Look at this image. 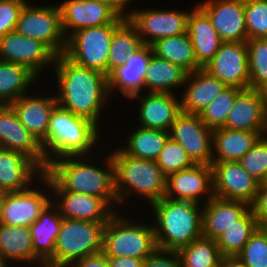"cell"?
I'll list each match as a JSON object with an SVG mask.
<instances>
[{"label":"cell","instance_id":"cell-31","mask_svg":"<svg viewBox=\"0 0 267 267\" xmlns=\"http://www.w3.org/2000/svg\"><path fill=\"white\" fill-rule=\"evenodd\" d=\"M0 259L6 267L10 260L35 263L30 227L5 224L0 227Z\"/></svg>","mask_w":267,"mask_h":267},{"label":"cell","instance_id":"cell-18","mask_svg":"<svg viewBox=\"0 0 267 267\" xmlns=\"http://www.w3.org/2000/svg\"><path fill=\"white\" fill-rule=\"evenodd\" d=\"M0 147L24 154L44 172L48 168L41 143L20 122L10 105H0Z\"/></svg>","mask_w":267,"mask_h":267},{"label":"cell","instance_id":"cell-14","mask_svg":"<svg viewBox=\"0 0 267 267\" xmlns=\"http://www.w3.org/2000/svg\"><path fill=\"white\" fill-rule=\"evenodd\" d=\"M204 69L227 87L250 88L246 42H223Z\"/></svg>","mask_w":267,"mask_h":267},{"label":"cell","instance_id":"cell-33","mask_svg":"<svg viewBox=\"0 0 267 267\" xmlns=\"http://www.w3.org/2000/svg\"><path fill=\"white\" fill-rule=\"evenodd\" d=\"M151 47L154 55L180 66L188 73L201 68L196 63L194 47L187 33L159 39Z\"/></svg>","mask_w":267,"mask_h":267},{"label":"cell","instance_id":"cell-2","mask_svg":"<svg viewBox=\"0 0 267 267\" xmlns=\"http://www.w3.org/2000/svg\"><path fill=\"white\" fill-rule=\"evenodd\" d=\"M82 158V159H81ZM86 156H65L52 161L46 173L64 190L102 198L110 207L118 204L115 190V167L109 156L106 168L100 169L84 159ZM80 159L82 161H80Z\"/></svg>","mask_w":267,"mask_h":267},{"label":"cell","instance_id":"cell-5","mask_svg":"<svg viewBox=\"0 0 267 267\" xmlns=\"http://www.w3.org/2000/svg\"><path fill=\"white\" fill-rule=\"evenodd\" d=\"M110 155L115 167L118 204L125 201V195L128 197L133 192L147 199L150 205L165 197L167 177L156 160L134 158L119 148Z\"/></svg>","mask_w":267,"mask_h":267},{"label":"cell","instance_id":"cell-42","mask_svg":"<svg viewBox=\"0 0 267 267\" xmlns=\"http://www.w3.org/2000/svg\"><path fill=\"white\" fill-rule=\"evenodd\" d=\"M248 174L260 184L267 180V134L261 136L253 147L238 161Z\"/></svg>","mask_w":267,"mask_h":267},{"label":"cell","instance_id":"cell-23","mask_svg":"<svg viewBox=\"0 0 267 267\" xmlns=\"http://www.w3.org/2000/svg\"><path fill=\"white\" fill-rule=\"evenodd\" d=\"M152 54V47L146 44L136 52L129 54L125 64L117 67L108 75L109 94H112L114 88H119L128 98L139 94L144 88V78Z\"/></svg>","mask_w":267,"mask_h":267},{"label":"cell","instance_id":"cell-7","mask_svg":"<svg viewBox=\"0 0 267 267\" xmlns=\"http://www.w3.org/2000/svg\"><path fill=\"white\" fill-rule=\"evenodd\" d=\"M122 217L115 212L105 224L102 251L107 258L145 260L157 248L153 225H139Z\"/></svg>","mask_w":267,"mask_h":267},{"label":"cell","instance_id":"cell-50","mask_svg":"<svg viewBox=\"0 0 267 267\" xmlns=\"http://www.w3.org/2000/svg\"><path fill=\"white\" fill-rule=\"evenodd\" d=\"M98 2H101L102 4L107 5L109 8H111L119 17L127 19L129 16V13H126L127 9L125 8L127 3L133 0H97ZM125 11V13H124Z\"/></svg>","mask_w":267,"mask_h":267},{"label":"cell","instance_id":"cell-39","mask_svg":"<svg viewBox=\"0 0 267 267\" xmlns=\"http://www.w3.org/2000/svg\"><path fill=\"white\" fill-rule=\"evenodd\" d=\"M250 74V88L267 92V38L246 41Z\"/></svg>","mask_w":267,"mask_h":267},{"label":"cell","instance_id":"cell-8","mask_svg":"<svg viewBox=\"0 0 267 267\" xmlns=\"http://www.w3.org/2000/svg\"><path fill=\"white\" fill-rule=\"evenodd\" d=\"M125 20L118 17L112 24L83 28L72 33L67 38L64 55L80 66L98 70L108 76L112 36Z\"/></svg>","mask_w":267,"mask_h":267},{"label":"cell","instance_id":"cell-37","mask_svg":"<svg viewBox=\"0 0 267 267\" xmlns=\"http://www.w3.org/2000/svg\"><path fill=\"white\" fill-rule=\"evenodd\" d=\"M257 228V220L250 208L235 224L216 239L221 255L223 257L237 256Z\"/></svg>","mask_w":267,"mask_h":267},{"label":"cell","instance_id":"cell-47","mask_svg":"<svg viewBox=\"0 0 267 267\" xmlns=\"http://www.w3.org/2000/svg\"><path fill=\"white\" fill-rule=\"evenodd\" d=\"M250 208L255 215L258 226L267 220V182L259 185L257 194Z\"/></svg>","mask_w":267,"mask_h":267},{"label":"cell","instance_id":"cell-53","mask_svg":"<svg viewBox=\"0 0 267 267\" xmlns=\"http://www.w3.org/2000/svg\"><path fill=\"white\" fill-rule=\"evenodd\" d=\"M3 224L2 193H0V227Z\"/></svg>","mask_w":267,"mask_h":267},{"label":"cell","instance_id":"cell-10","mask_svg":"<svg viewBox=\"0 0 267 267\" xmlns=\"http://www.w3.org/2000/svg\"><path fill=\"white\" fill-rule=\"evenodd\" d=\"M169 137L185 149L195 164H212L213 130L199 114L181 112L171 125Z\"/></svg>","mask_w":267,"mask_h":267},{"label":"cell","instance_id":"cell-44","mask_svg":"<svg viewBox=\"0 0 267 267\" xmlns=\"http://www.w3.org/2000/svg\"><path fill=\"white\" fill-rule=\"evenodd\" d=\"M237 257L247 267H267V236L257 228Z\"/></svg>","mask_w":267,"mask_h":267},{"label":"cell","instance_id":"cell-25","mask_svg":"<svg viewBox=\"0 0 267 267\" xmlns=\"http://www.w3.org/2000/svg\"><path fill=\"white\" fill-rule=\"evenodd\" d=\"M193 79V80H192ZM182 95L181 111L200 114L227 86L204 68L188 73Z\"/></svg>","mask_w":267,"mask_h":267},{"label":"cell","instance_id":"cell-26","mask_svg":"<svg viewBox=\"0 0 267 267\" xmlns=\"http://www.w3.org/2000/svg\"><path fill=\"white\" fill-rule=\"evenodd\" d=\"M56 104L55 95L32 97L26 93L13 101L10 106L20 122L41 143L46 138L50 114Z\"/></svg>","mask_w":267,"mask_h":267},{"label":"cell","instance_id":"cell-9","mask_svg":"<svg viewBox=\"0 0 267 267\" xmlns=\"http://www.w3.org/2000/svg\"><path fill=\"white\" fill-rule=\"evenodd\" d=\"M26 3L16 23L15 32L42 41L57 56L64 54L67 38L62 28L58 4L36 6Z\"/></svg>","mask_w":267,"mask_h":267},{"label":"cell","instance_id":"cell-20","mask_svg":"<svg viewBox=\"0 0 267 267\" xmlns=\"http://www.w3.org/2000/svg\"><path fill=\"white\" fill-rule=\"evenodd\" d=\"M58 6L66 38L83 28L112 24L119 17L97 0H64Z\"/></svg>","mask_w":267,"mask_h":267},{"label":"cell","instance_id":"cell-28","mask_svg":"<svg viewBox=\"0 0 267 267\" xmlns=\"http://www.w3.org/2000/svg\"><path fill=\"white\" fill-rule=\"evenodd\" d=\"M204 205L203 236L215 240L250 209V205L245 202L224 200L214 196Z\"/></svg>","mask_w":267,"mask_h":267},{"label":"cell","instance_id":"cell-16","mask_svg":"<svg viewBox=\"0 0 267 267\" xmlns=\"http://www.w3.org/2000/svg\"><path fill=\"white\" fill-rule=\"evenodd\" d=\"M224 128L267 132V92L242 89L228 113Z\"/></svg>","mask_w":267,"mask_h":267},{"label":"cell","instance_id":"cell-6","mask_svg":"<svg viewBox=\"0 0 267 267\" xmlns=\"http://www.w3.org/2000/svg\"><path fill=\"white\" fill-rule=\"evenodd\" d=\"M105 224L63 218L54 258L45 267H70L75 261L102 251Z\"/></svg>","mask_w":267,"mask_h":267},{"label":"cell","instance_id":"cell-21","mask_svg":"<svg viewBox=\"0 0 267 267\" xmlns=\"http://www.w3.org/2000/svg\"><path fill=\"white\" fill-rule=\"evenodd\" d=\"M44 191L27 188L23 191L2 193L3 223L30 227L52 201Z\"/></svg>","mask_w":267,"mask_h":267},{"label":"cell","instance_id":"cell-46","mask_svg":"<svg viewBox=\"0 0 267 267\" xmlns=\"http://www.w3.org/2000/svg\"><path fill=\"white\" fill-rule=\"evenodd\" d=\"M143 267H181V260L178 251L156 248L144 260Z\"/></svg>","mask_w":267,"mask_h":267},{"label":"cell","instance_id":"cell-52","mask_svg":"<svg viewBox=\"0 0 267 267\" xmlns=\"http://www.w3.org/2000/svg\"><path fill=\"white\" fill-rule=\"evenodd\" d=\"M258 228L267 236V220H264Z\"/></svg>","mask_w":267,"mask_h":267},{"label":"cell","instance_id":"cell-38","mask_svg":"<svg viewBox=\"0 0 267 267\" xmlns=\"http://www.w3.org/2000/svg\"><path fill=\"white\" fill-rule=\"evenodd\" d=\"M181 267H220L223 256L215 239L204 236L178 250Z\"/></svg>","mask_w":267,"mask_h":267},{"label":"cell","instance_id":"cell-4","mask_svg":"<svg viewBox=\"0 0 267 267\" xmlns=\"http://www.w3.org/2000/svg\"><path fill=\"white\" fill-rule=\"evenodd\" d=\"M150 206L156 216L153 228L157 248L178 251L203 236L198 203L163 197Z\"/></svg>","mask_w":267,"mask_h":267},{"label":"cell","instance_id":"cell-30","mask_svg":"<svg viewBox=\"0 0 267 267\" xmlns=\"http://www.w3.org/2000/svg\"><path fill=\"white\" fill-rule=\"evenodd\" d=\"M264 134L267 132L224 127L213 130L212 162L239 161Z\"/></svg>","mask_w":267,"mask_h":267},{"label":"cell","instance_id":"cell-32","mask_svg":"<svg viewBox=\"0 0 267 267\" xmlns=\"http://www.w3.org/2000/svg\"><path fill=\"white\" fill-rule=\"evenodd\" d=\"M188 72L178 65L152 54L144 78V88L149 92L173 93L171 90L184 85Z\"/></svg>","mask_w":267,"mask_h":267},{"label":"cell","instance_id":"cell-36","mask_svg":"<svg viewBox=\"0 0 267 267\" xmlns=\"http://www.w3.org/2000/svg\"><path fill=\"white\" fill-rule=\"evenodd\" d=\"M144 45L137 29L126 19L113 33L109 49L108 75L125 64L132 54Z\"/></svg>","mask_w":267,"mask_h":267},{"label":"cell","instance_id":"cell-15","mask_svg":"<svg viewBox=\"0 0 267 267\" xmlns=\"http://www.w3.org/2000/svg\"><path fill=\"white\" fill-rule=\"evenodd\" d=\"M211 167L214 197L253 203L260 183L238 161L212 162Z\"/></svg>","mask_w":267,"mask_h":267},{"label":"cell","instance_id":"cell-17","mask_svg":"<svg viewBox=\"0 0 267 267\" xmlns=\"http://www.w3.org/2000/svg\"><path fill=\"white\" fill-rule=\"evenodd\" d=\"M223 42H246L245 0H207L197 4Z\"/></svg>","mask_w":267,"mask_h":267},{"label":"cell","instance_id":"cell-49","mask_svg":"<svg viewBox=\"0 0 267 267\" xmlns=\"http://www.w3.org/2000/svg\"><path fill=\"white\" fill-rule=\"evenodd\" d=\"M109 267H143L144 260L132 257L107 258Z\"/></svg>","mask_w":267,"mask_h":267},{"label":"cell","instance_id":"cell-43","mask_svg":"<svg viewBox=\"0 0 267 267\" xmlns=\"http://www.w3.org/2000/svg\"><path fill=\"white\" fill-rule=\"evenodd\" d=\"M247 40L267 38V0H245Z\"/></svg>","mask_w":267,"mask_h":267},{"label":"cell","instance_id":"cell-54","mask_svg":"<svg viewBox=\"0 0 267 267\" xmlns=\"http://www.w3.org/2000/svg\"><path fill=\"white\" fill-rule=\"evenodd\" d=\"M0 267H6L0 259Z\"/></svg>","mask_w":267,"mask_h":267},{"label":"cell","instance_id":"cell-3","mask_svg":"<svg viewBox=\"0 0 267 267\" xmlns=\"http://www.w3.org/2000/svg\"><path fill=\"white\" fill-rule=\"evenodd\" d=\"M98 134L96 124L56 104L50 114L46 138L41 142L47 165L65 156H88L99 139Z\"/></svg>","mask_w":267,"mask_h":267},{"label":"cell","instance_id":"cell-1","mask_svg":"<svg viewBox=\"0 0 267 267\" xmlns=\"http://www.w3.org/2000/svg\"><path fill=\"white\" fill-rule=\"evenodd\" d=\"M53 66L59 87L57 104L98 126L102 105L109 100L108 76L80 66L64 54L56 56Z\"/></svg>","mask_w":267,"mask_h":267},{"label":"cell","instance_id":"cell-19","mask_svg":"<svg viewBox=\"0 0 267 267\" xmlns=\"http://www.w3.org/2000/svg\"><path fill=\"white\" fill-rule=\"evenodd\" d=\"M201 194L208 195L206 202L214 196L211 165L195 164L167 177L166 198L199 204Z\"/></svg>","mask_w":267,"mask_h":267},{"label":"cell","instance_id":"cell-11","mask_svg":"<svg viewBox=\"0 0 267 267\" xmlns=\"http://www.w3.org/2000/svg\"><path fill=\"white\" fill-rule=\"evenodd\" d=\"M128 13L127 19L137 29L143 43L148 46L159 39L187 33L190 12L147 9L128 11Z\"/></svg>","mask_w":267,"mask_h":267},{"label":"cell","instance_id":"cell-12","mask_svg":"<svg viewBox=\"0 0 267 267\" xmlns=\"http://www.w3.org/2000/svg\"><path fill=\"white\" fill-rule=\"evenodd\" d=\"M40 178L46 186L54 190L58 199H62L58 200L57 207L63 218L107 223L116 212L115 207H110L100 197L64 191L46 172Z\"/></svg>","mask_w":267,"mask_h":267},{"label":"cell","instance_id":"cell-35","mask_svg":"<svg viewBox=\"0 0 267 267\" xmlns=\"http://www.w3.org/2000/svg\"><path fill=\"white\" fill-rule=\"evenodd\" d=\"M127 139V146L120 149L127 155L138 159L156 160L169 138V132L139 127Z\"/></svg>","mask_w":267,"mask_h":267},{"label":"cell","instance_id":"cell-51","mask_svg":"<svg viewBox=\"0 0 267 267\" xmlns=\"http://www.w3.org/2000/svg\"><path fill=\"white\" fill-rule=\"evenodd\" d=\"M220 267H247L237 256H224Z\"/></svg>","mask_w":267,"mask_h":267},{"label":"cell","instance_id":"cell-41","mask_svg":"<svg viewBox=\"0 0 267 267\" xmlns=\"http://www.w3.org/2000/svg\"><path fill=\"white\" fill-rule=\"evenodd\" d=\"M156 163L166 177L195 165L185 149L170 137L156 159Z\"/></svg>","mask_w":267,"mask_h":267},{"label":"cell","instance_id":"cell-13","mask_svg":"<svg viewBox=\"0 0 267 267\" xmlns=\"http://www.w3.org/2000/svg\"><path fill=\"white\" fill-rule=\"evenodd\" d=\"M56 56L42 41L15 31L0 37V60L25 66L37 77L40 72L42 73L41 70L51 63L54 65Z\"/></svg>","mask_w":267,"mask_h":267},{"label":"cell","instance_id":"cell-34","mask_svg":"<svg viewBox=\"0 0 267 267\" xmlns=\"http://www.w3.org/2000/svg\"><path fill=\"white\" fill-rule=\"evenodd\" d=\"M37 76L27 67L0 60V105H10L25 95Z\"/></svg>","mask_w":267,"mask_h":267},{"label":"cell","instance_id":"cell-27","mask_svg":"<svg viewBox=\"0 0 267 267\" xmlns=\"http://www.w3.org/2000/svg\"><path fill=\"white\" fill-rule=\"evenodd\" d=\"M54 205V201H51L30 226L35 261L39 262L42 267L54 258L55 242L63 220L58 207Z\"/></svg>","mask_w":267,"mask_h":267},{"label":"cell","instance_id":"cell-48","mask_svg":"<svg viewBox=\"0 0 267 267\" xmlns=\"http://www.w3.org/2000/svg\"><path fill=\"white\" fill-rule=\"evenodd\" d=\"M74 265V266H73ZM70 267H109L103 251L88 255L75 261Z\"/></svg>","mask_w":267,"mask_h":267},{"label":"cell","instance_id":"cell-22","mask_svg":"<svg viewBox=\"0 0 267 267\" xmlns=\"http://www.w3.org/2000/svg\"><path fill=\"white\" fill-rule=\"evenodd\" d=\"M44 171L22 153L0 147V193L23 191ZM33 178V179H32Z\"/></svg>","mask_w":267,"mask_h":267},{"label":"cell","instance_id":"cell-40","mask_svg":"<svg viewBox=\"0 0 267 267\" xmlns=\"http://www.w3.org/2000/svg\"><path fill=\"white\" fill-rule=\"evenodd\" d=\"M242 89L227 87L199 114L204 124L211 130L224 127L228 113L236 96Z\"/></svg>","mask_w":267,"mask_h":267},{"label":"cell","instance_id":"cell-24","mask_svg":"<svg viewBox=\"0 0 267 267\" xmlns=\"http://www.w3.org/2000/svg\"><path fill=\"white\" fill-rule=\"evenodd\" d=\"M130 98H140L139 121L141 127L168 131L182 112L181 101L173 93L148 92L146 97L139 94Z\"/></svg>","mask_w":267,"mask_h":267},{"label":"cell","instance_id":"cell-45","mask_svg":"<svg viewBox=\"0 0 267 267\" xmlns=\"http://www.w3.org/2000/svg\"><path fill=\"white\" fill-rule=\"evenodd\" d=\"M26 0H0V37L13 32Z\"/></svg>","mask_w":267,"mask_h":267},{"label":"cell","instance_id":"cell-29","mask_svg":"<svg viewBox=\"0 0 267 267\" xmlns=\"http://www.w3.org/2000/svg\"><path fill=\"white\" fill-rule=\"evenodd\" d=\"M187 34L194 47L196 63L204 68L223 41L213 28L210 18L198 5L189 14Z\"/></svg>","mask_w":267,"mask_h":267}]
</instances>
